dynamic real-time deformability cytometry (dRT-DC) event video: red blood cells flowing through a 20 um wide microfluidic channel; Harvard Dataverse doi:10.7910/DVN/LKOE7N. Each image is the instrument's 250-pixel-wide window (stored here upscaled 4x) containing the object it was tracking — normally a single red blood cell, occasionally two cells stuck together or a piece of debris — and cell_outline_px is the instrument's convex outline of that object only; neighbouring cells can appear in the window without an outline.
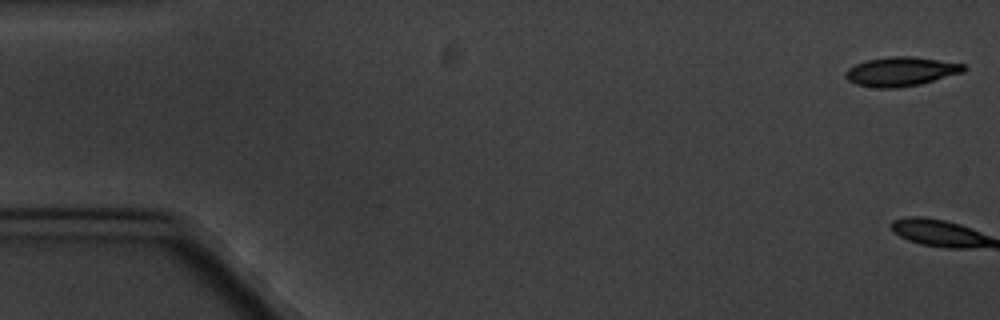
{"species": "common noctule bat (a hibernating species)", "species_latin": "Nyctalus noctula", "temperature_condition": "cold", "stored_images_in_passage": 11, "camera_frame_rate_fps": 3000, "um_per_image_px": 0.085, "animal": {"sex": "male", "body_mass_g": 20.1, "forearm_length_mm": 53.5}, "frame": {"image": 1, "passage_image": 1, "time_ms": 0.0, "image_size_px": [1000, 320], "cell_outline_px": [[968, 68], [964, 72], [920, 84], [900, 88], [876, 88], [856, 84], [848, 80], [844, 76], [844, 72], [848, 68], [864, 60], [888, 56], [912, 56], [964, 64]], "centroid_in_image_um": [76.56, 6.08], "position_along_channel_um": 8.4, "area_um2": 20.29}}
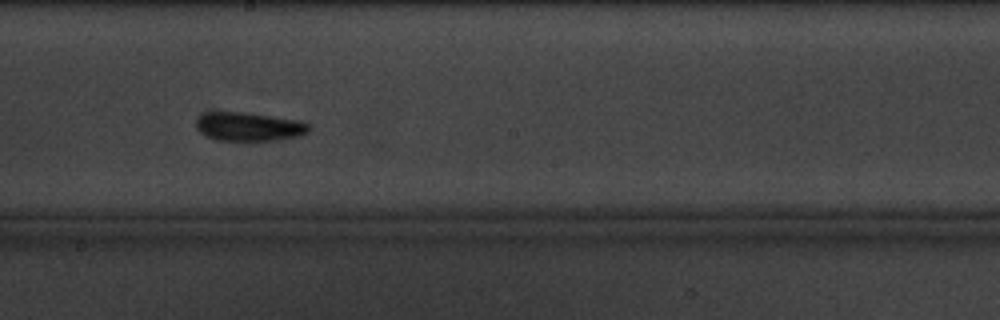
{"frame": {"image": 2, "passage_image": 10, "time_ms": 11.333, "image_size_px": [1000, 320], "cell_outline_px": [[308, 132], [300, 136], [280, 140], [244, 144], [220, 140], [208, 136], [200, 132], [196, 124], [196, 120], [200, 116], [208, 112], [244, 112], [304, 120], [308, 124]], "centroid_in_image_um": [21.22, 10.81], "position_along_channel_um": 227.0, "area_um2": 19.71}}
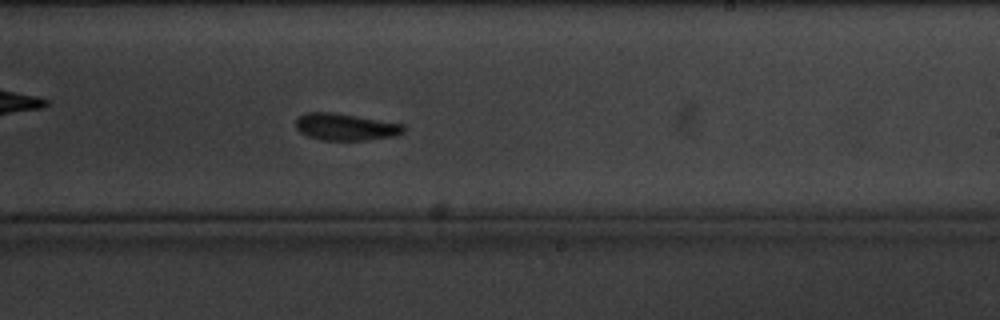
{"frame": {"image": 3, "passage_image": 11, "time_ms": 12.333, "image_size_px": [1000, 320], "cell_outline_px": [[404, 132], [392, 136], [364, 140], [320, 140], [308, 136], [300, 132], [296, 128], [296, 120], [304, 112], [332, 112], [404, 124]], "centroid_in_image_um": [29.33, 10.78], "position_along_channel_um": 259.7, "area_um2": 16.76}}